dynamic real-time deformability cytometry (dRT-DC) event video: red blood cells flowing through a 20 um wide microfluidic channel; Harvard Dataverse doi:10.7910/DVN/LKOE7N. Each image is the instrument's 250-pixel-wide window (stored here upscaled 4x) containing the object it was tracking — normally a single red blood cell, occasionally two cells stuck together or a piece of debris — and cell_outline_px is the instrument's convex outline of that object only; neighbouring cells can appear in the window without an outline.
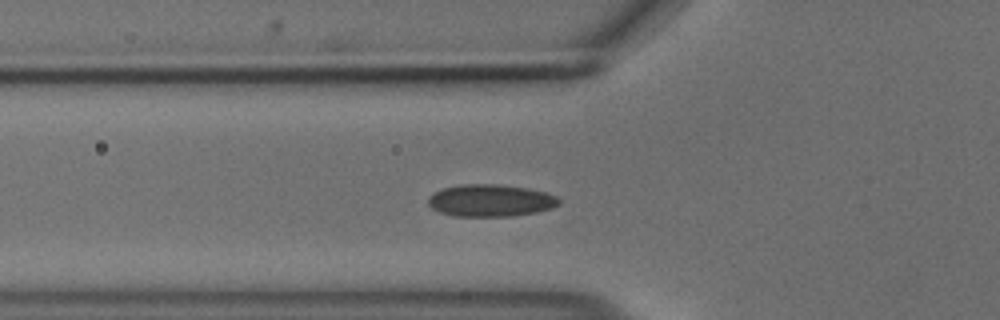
{"species": "common noctule bat (a hibernating species)", "species_latin": "Nyctalus noctula", "temperature_condition": "cold", "stored_images_in_passage": 36, "camera_frame_rate_fps": 3000, "um_per_image_px": 0.085, "animal": {"sex": "male", "body_mass_g": 18.8}, "frame": {"image": 1, "passage_image": 2, "time_ms": 0.333, "image_size_px": [1000, 320], "cell_outline_px": [[560, 204], [552, 208], [536, 212], [512, 216], [452, 216], [440, 212], [432, 208], [428, 204], [428, 196], [444, 188], [464, 184], [496, 184], [524, 188], [544, 192], [556, 196], [560, 200]], "centroid_in_image_um": [41.69, 17.05], "position_along_channel_um": 84.1, "area_um2": 24.33}}
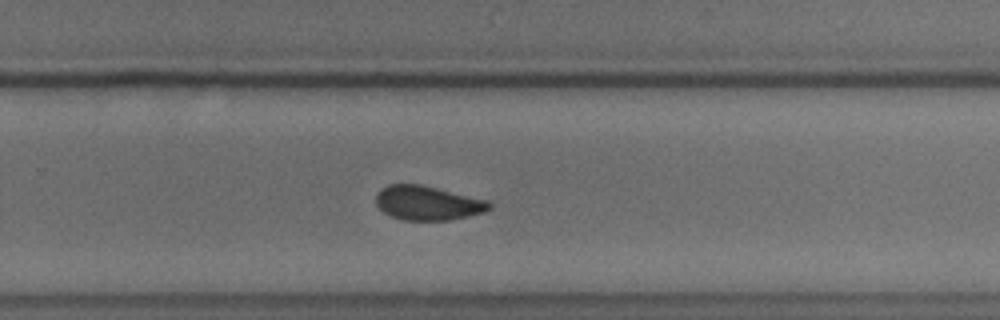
{"frame": {"image": 2, "passage_image": 19, "time_ms": 6.0, "image_size_px": [1000, 320], "cell_outline_px": [[492, 208], [484, 212], [468, 216], [448, 220], [404, 220], [392, 216], [384, 212], [376, 204], [376, 196], [380, 188], [388, 184], [420, 184], [492, 200]], "centroid_in_image_um": [36.4, 17.24], "position_along_channel_um": 293.4, "area_um2": 22.89}}
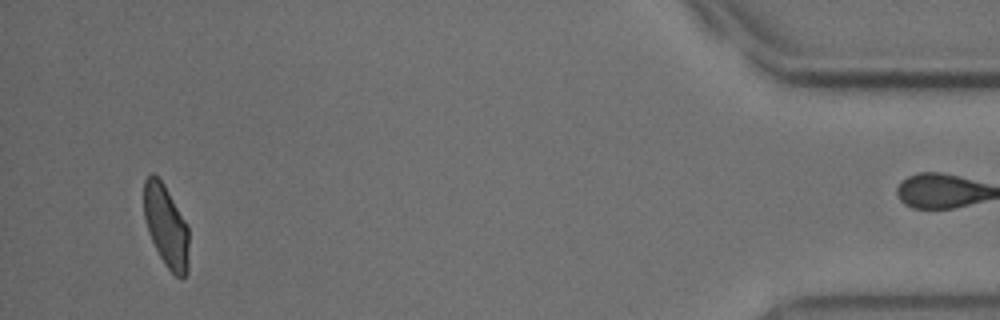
{"frame": {"image": 3, "passage_image": 35, "time_ms": 11.333, "image_size_px": [1000, 320], "cell_outline_px": [[188, 272], [184, 276], [176, 276], [164, 264], [148, 232], [144, 216], [144, 180], [152, 172], [164, 184], [188, 224]], "centroid_in_image_um": [14.12, 19.2], "position_along_channel_um": 421.1, "area_um2": 21.44}, "authors_computed_cell_mechanics": {"area_um2": 23.0622, "velocity_mm_per_s": 3.682, "shape_relaxation_time_tau1_ms": 8.4834, "shape_relaxation_time_tau2_ms": 1.9023, "deformation_change_tau1": 0.1211, "deformation_change_tau2": 0.0534}}